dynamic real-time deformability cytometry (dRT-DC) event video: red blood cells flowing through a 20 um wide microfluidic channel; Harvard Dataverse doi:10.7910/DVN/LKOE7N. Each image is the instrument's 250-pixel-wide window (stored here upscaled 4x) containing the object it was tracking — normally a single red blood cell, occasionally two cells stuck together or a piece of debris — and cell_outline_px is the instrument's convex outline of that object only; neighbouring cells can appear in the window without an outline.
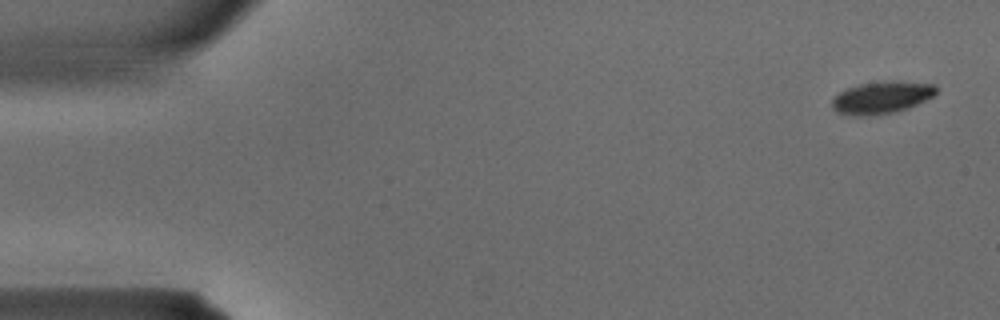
{"species": "common noctule bat (a hibernating species)", "species_latin": "Nyctalus noctula", "temperature_condition": "warm", "stored_images_in_passage": 35, "camera_frame_rate_fps": 3000, "um_per_image_px": 0.085, "animal": {"sex": "male", "body_mass_g": 15.6}, "frame": {"image": 1, "passage_image": 1, "time_ms": 0.0, "image_size_px": [1000, 320], "cell_outline_px": [[936, 92], [932, 96], [908, 108], [896, 112], [876, 116], [856, 116], [836, 112], [832, 108], [832, 100], [844, 88], [860, 84], [896, 80], [936, 84]], "centroid_in_image_um": [74.92, 8.29], "position_along_channel_um": 10.1, "area_um2": 19.71}}
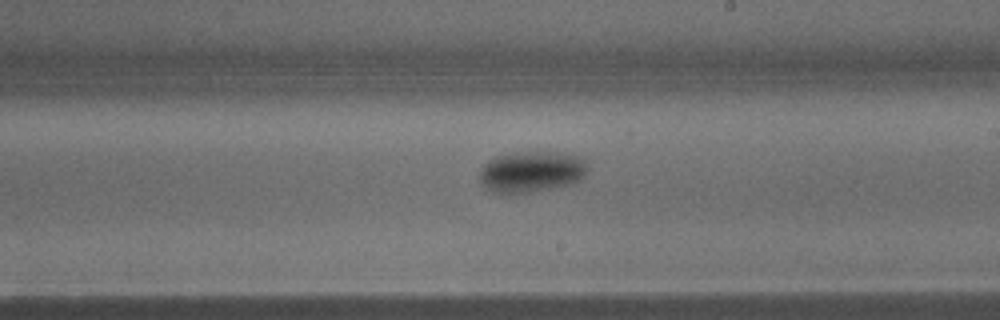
{"frame": {"image": 2, "passage_image": 20, "time_ms": 6.333, "image_size_px": [1000, 320], "cell_outline_px": [[588, 168], [584, 176], [580, 180], [572, 184], [552, 188], [504, 196], [500, 196], [492, 192], [480, 184], [480, 172], [484, 164], [488, 160], [496, 156], [516, 152], [560, 152], [580, 156], [584, 160]], "centroid_in_image_um": [45.14, 14.62], "position_along_channel_um": 243.9, "area_um2": 26.47}}
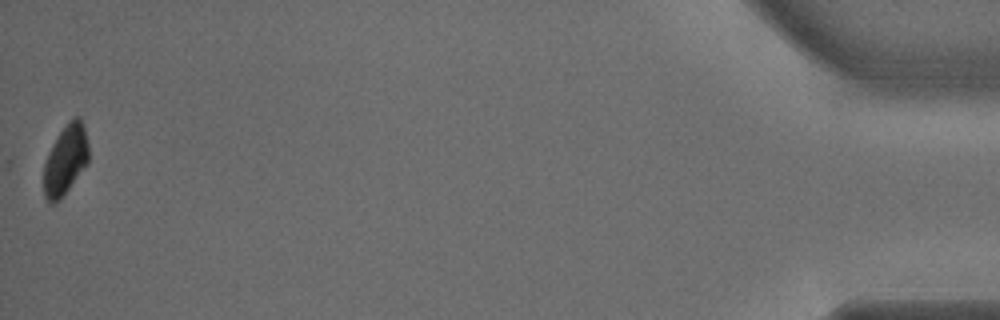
{"frame": {"image": 3, "passage_image": 35, "time_ms": 11.333, "image_size_px": [1000, 320], "cell_outline_px": [[88, 164], [60, 200], [56, 204], [48, 204], [44, 196], [44, 164], [48, 152], [52, 144], [60, 132], [76, 116], [80, 116], [84, 124], [88, 144]], "centroid_in_image_um": [5.57, 13.65], "position_along_channel_um": 429.6, "area_um2": 18.38}}